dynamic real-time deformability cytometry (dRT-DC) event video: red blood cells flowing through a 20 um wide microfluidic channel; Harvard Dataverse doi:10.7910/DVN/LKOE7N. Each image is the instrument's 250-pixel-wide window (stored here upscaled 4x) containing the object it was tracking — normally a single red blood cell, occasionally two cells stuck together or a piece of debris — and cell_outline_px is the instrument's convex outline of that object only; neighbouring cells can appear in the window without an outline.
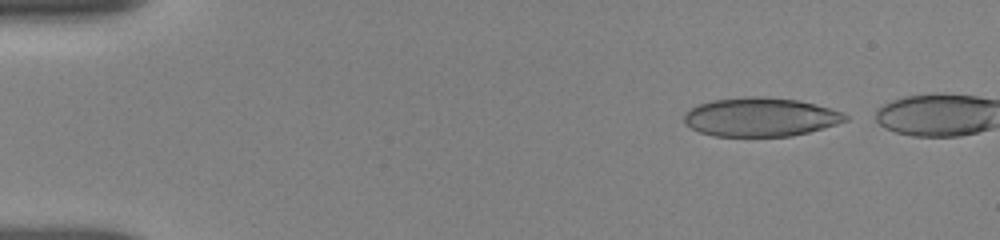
{"species": "human", "species_latin": "Homo sapiens", "temperature_condition": "room temperature", "stored_images_in_passage": 6, "camera_frame_rate_fps": 3000, "um_per_image_px": 0.085, "donor": {"sex": "female"}, "frame": {"image": 1, "passage_image": 1, "time_ms": 0.0, "image_size_px": [1000, 240], "cell_outline_px": [[848, 120], [836, 124], [808, 132], [792, 136], [716, 136], [700, 132], [684, 124], [684, 112], [700, 104], [712, 100], [748, 96], [768, 96], [796, 100], [816, 104], [840, 112], [848, 116]], "centroid_in_image_um": [64.62, 9.94], "position_along_channel_um": 20.4, "area_um2": 36.36}}